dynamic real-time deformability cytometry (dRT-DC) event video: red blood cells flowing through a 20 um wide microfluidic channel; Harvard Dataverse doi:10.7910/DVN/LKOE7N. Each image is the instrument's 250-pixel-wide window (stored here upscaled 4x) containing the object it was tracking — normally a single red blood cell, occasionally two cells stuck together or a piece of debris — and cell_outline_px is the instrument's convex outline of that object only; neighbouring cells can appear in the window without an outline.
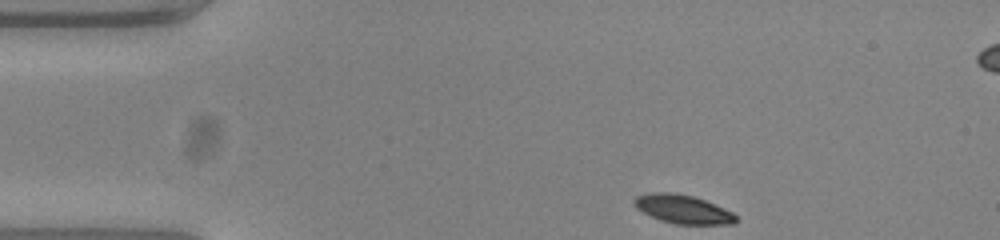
{"species": "common noctule bat (a hibernating species)", "species_latin": "Nyctalus noctula", "temperature_condition": "warm", "stored_images_in_passage": 38, "camera_frame_rate_fps": 3000, "um_per_image_px": 0.085, "animal": {"sex": "female", "body_mass_g": 23.0, "forearm_length_mm": 53.4}, "frame": {"image": 1, "passage_image": 1, "time_ms": 0.0, "image_size_px": [1000, 240], "cell_outline_px": [[736, 224], [676, 224], [660, 220], [636, 208], [632, 200], [636, 196], [652, 192], [668, 192], [692, 196], [704, 200], [724, 208], [732, 212], [736, 216]], "centroid_in_image_um": [58.03, 17.78], "position_along_channel_um": 27.0, "area_um2": 16.82}}
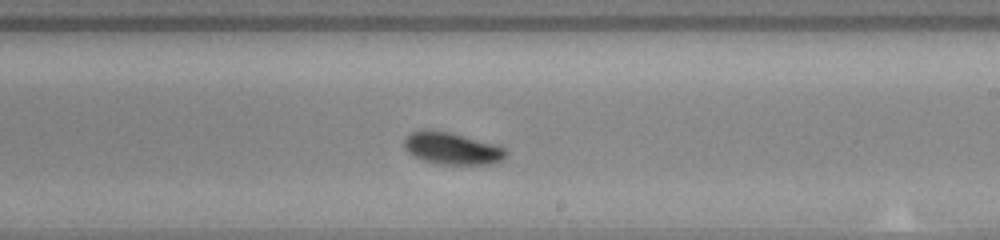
{"frame": {"image": 2, "passage_image": 24, "time_ms": 7.667, "image_size_px": [1000, 240], "cell_outline_px": [[508, 152], [500, 160], [492, 164], [440, 164], [424, 160], [412, 156], [404, 148], [404, 140], [412, 132], [420, 128], [428, 128], [448, 132], [492, 144], [504, 148]], "centroid_in_image_um": [38.34, 12.6], "position_along_channel_um": 250.7, "area_um2": 18.79}}
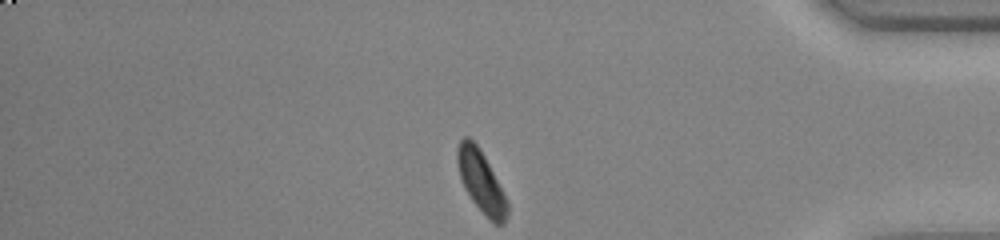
{"frame": {"image": 3, "passage_image": 38, "time_ms": 12.333, "image_size_px": [1000, 240], "cell_outline_px": [[508, 212], [504, 224], [496, 224], [488, 220], [472, 200], [464, 188], [460, 176], [456, 160], [456, 152], [460, 140], [464, 136], [468, 136], [476, 144], [484, 156], [508, 200]], "centroid_in_image_um": [40.89, 15.46], "position_along_channel_um": 394.3, "area_um2": 17.92}, "authors_computed_cell_mechanics": {"area_um2": 18.3515, "velocity_mm_per_s": 3.7467, "shape_relaxation_time_tau1_ms": 2.1676, "shape_relaxation_time_tau2_ms": null, "deformation_change_tau1": 0.109, "deformation_change_tau2": null}}